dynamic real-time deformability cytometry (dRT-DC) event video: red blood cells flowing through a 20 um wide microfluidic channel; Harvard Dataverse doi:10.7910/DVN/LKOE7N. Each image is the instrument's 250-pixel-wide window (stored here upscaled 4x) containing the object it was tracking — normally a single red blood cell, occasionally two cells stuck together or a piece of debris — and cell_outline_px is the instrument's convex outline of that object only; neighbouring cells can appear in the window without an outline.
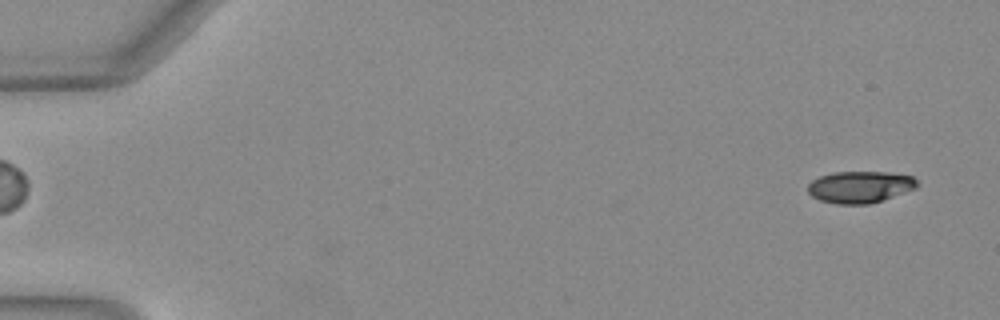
{"species": "Egyptian fruit bat (a non-hibernating species)", "species_latin": "Rousettus aegyptiacus", "temperature_condition": "warm", "stored_images_in_passage": 8, "camera_frame_rate_fps": 3000, "um_per_image_px": 0.085, "animal": {"sex": "female"}, "frame": {"image": 1, "passage_image": 2, "time_ms": 0.333, "image_size_px": [1000, 320], "cell_outline_px": [[920, 184], [916, 188], [868, 204], [836, 204], [820, 200], [812, 196], [808, 192], [808, 184], [812, 180], [820, 176], [832, 172], [888, 172], [912, 176]], "centroid_in_image_um": [73.08, 15.88], "position_along_channel_um": 11.9, "area_um2": 20.11}}